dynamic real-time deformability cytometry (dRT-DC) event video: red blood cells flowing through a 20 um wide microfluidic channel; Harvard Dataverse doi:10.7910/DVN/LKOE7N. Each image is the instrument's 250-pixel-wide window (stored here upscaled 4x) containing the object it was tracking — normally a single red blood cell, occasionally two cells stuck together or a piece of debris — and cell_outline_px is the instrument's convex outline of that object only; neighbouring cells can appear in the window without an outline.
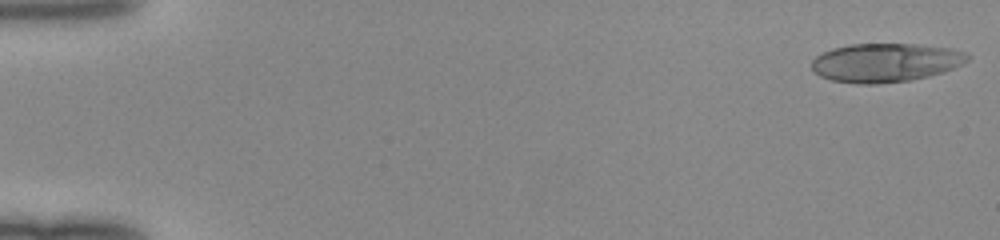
{"species": "human", "species_latin": "Homo sapiens", "temperature_condition": "room temperature", "stored_images_in_passage": 48, "camera_frame_rate_fps": 3000, "um_per_image_px": 0.085, "donor": {"sex": "female"}, "frame": {"image": 1, "passage_image": 1, "time_ms": 0.0, "image_size_px": [1000, 240], "cell_outline_px": [[972, 56], [964, 64], [944, 72], [928, 76], [908, 80], [876, 84], [856, 84], [832, 80], [820, 76], [812, 68], [812, 60], [816, 56], [832, 48], [848, 44], [916, 44], [952, 48], [968, 52]], "centroid_in_image_um": [75.32, 5.31], "position_along_channel_um": 9.7, "area_um2": 35.43}}
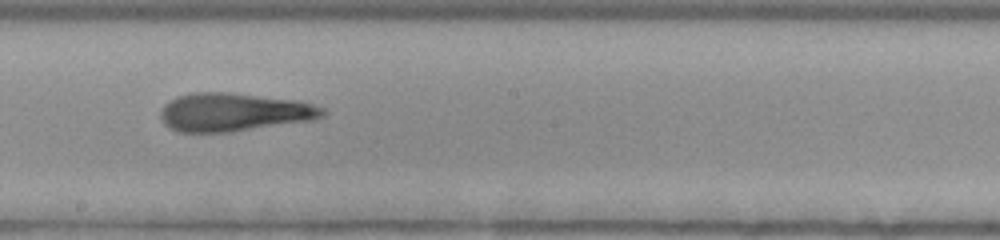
{"frame": {"image": 2, "passage_image": 28, "time_ms": 9.0, "image_size_px": [1000, 240], "cell_outline_px": [[328, 112], [324, 116], [312, 120], [232, 132], [176, 132], [168, 128], [164, 124], [160, 116], [160, 112], [164, 104], [176, 96], [192, 92], [228, 92], [296, 100], [328, 108]], "centroid_in_image_um": [19.87, 9.53], "position_along_channel_um": 228.3, "area_um2": 36.59}}
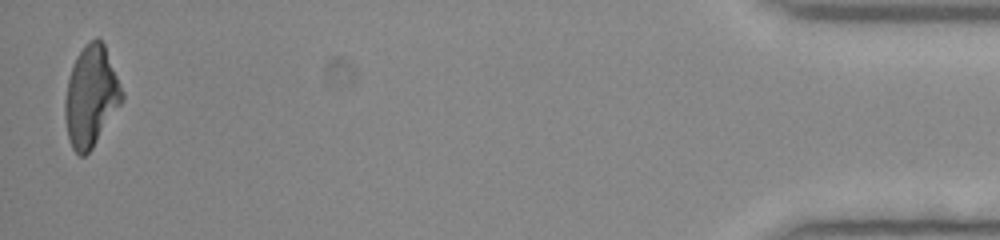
{"frame": {"image": 3, "passage_image": 48, "time_ms": 15.667, "image_size_px": [1000, 240], "cell_outline_px": [[124, 100], [92, 148], [84, 156], [80, 156], [72, 148], [68, 136], [64, 116], [64, 100], [68, 80], [76, 56], [84, 44], [96, 36], [104, 44], [124, 92]], "centroid_in_image_um": [7.74, 8.18], "position_along_channel_um": 427.5, "area_um2": 33.47}}